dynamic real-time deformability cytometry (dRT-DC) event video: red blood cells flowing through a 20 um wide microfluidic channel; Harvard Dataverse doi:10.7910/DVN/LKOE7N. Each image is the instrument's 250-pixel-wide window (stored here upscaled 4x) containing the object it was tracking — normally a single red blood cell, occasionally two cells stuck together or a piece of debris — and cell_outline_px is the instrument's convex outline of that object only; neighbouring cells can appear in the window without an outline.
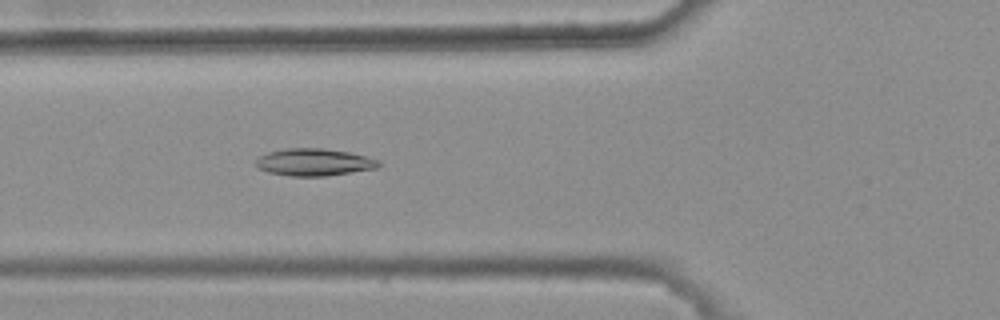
{"species": "common noctule bat (a hibernating species)", "species_latin": "Nyctalus noctula", "temperature_condition": "warm", "stored_images_in_passage": 47, "camera_frame_rate_fps": 3000, "um_per_image_px": 0.085, "animal": {"sex": "female", "body_mass_g": 25.1}, "frame": {"image": 1, "passage_image": 20, "time_ms": 6.333, "image_size_px": [1000, 320], "cell_outline_px": [[380, 164], [376, 168], [352, 172], [324, 176], [288, 176], [268, 172], [256, 168], [256, 160], [260, 156], [268, 152], [284, 148], [324, 148], [348, 152], [380, 160]], "centroid_in_image_um": [26.66, 13.78], "position_along_channel_um": 99.1, "area_um2": 19.48}}
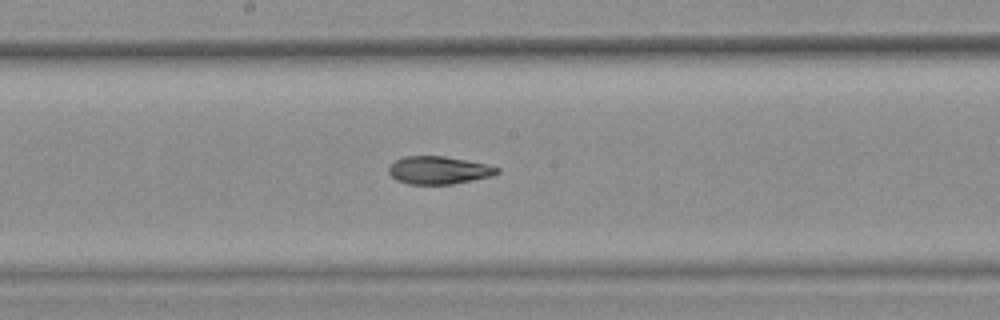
{"frame": {"image": 2, "passage_image": 29, "time_ms": 9.333, "image_size_px": [1000, 320], "cell_outline_px": [[500, 172], [492, 176], [452, 184], [408, 184], [396, 180], [388, 172], [388, 168], [396, 160], [404, 156], [444, 156], [488, 164], [500, 168]], "centroid_in_image_um": [37.31, 14.47], "position_along_channel_um": 210.9, "area_um2": 17.57}}
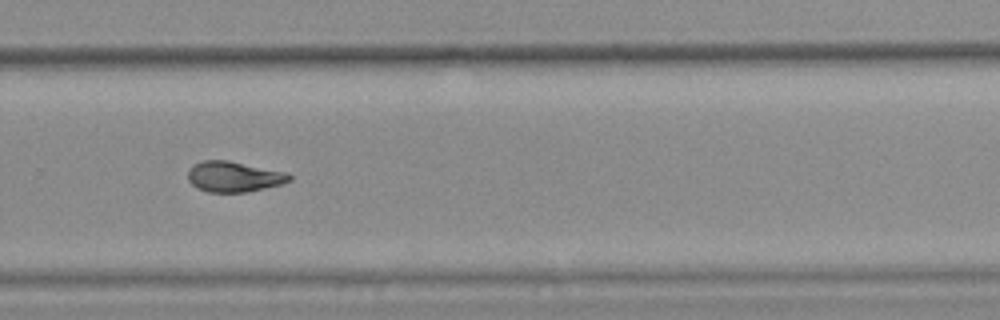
{"frame": {"image": 3, "passage_image": 37, "time_ms": 12.0, "image_size_px": [1000, 320], "cell_outline_px": [[292, 180], [280, 184], [248, 192], [208, 192], [196, 188], [188, 180], [188, 168], [192, 164], [204, 160], [228, 160], [288, 172], [292, 176]], "centroid_in_image_um": [19.87, 15.01], "position_along_channel_um": 309.9, "area_um2": 18.26}, "authors_computed_cell_mechanics": {"area_um2": 18.3226, "velocity_mm_per_s": 3.7207, "shape_relaxation_time_tau1_ms": 10.5019, "shape_relaxation_time_tau2_ms": 3.4683, "deformation_change_tau1": 0.2422, "deformation_change_tau2": 0.0871}}